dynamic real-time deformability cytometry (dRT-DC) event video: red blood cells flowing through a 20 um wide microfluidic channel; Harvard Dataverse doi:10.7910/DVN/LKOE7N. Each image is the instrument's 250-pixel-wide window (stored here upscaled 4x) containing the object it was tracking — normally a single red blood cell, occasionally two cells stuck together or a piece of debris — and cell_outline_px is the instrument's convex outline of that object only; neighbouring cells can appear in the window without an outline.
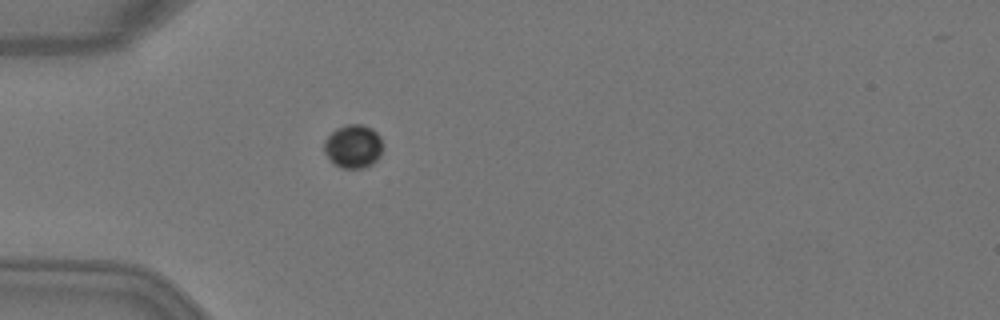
{"species": "Egyptian fruit bat (a non-hibernating species)", "species_latin": "Rousettus aegyptiacus", "temperature_condition": "warm", "stored_images_in_passage": 5, "camera_frame_rate_fps": 3000, "um_per_image_px": 0.085, "animal": {"sex": "female"}, "frame": {"image": 1, "passage_image": 5, "time_ms": 1.333, "image_size_px": [1000, 320], "cell_outline_px": [[380, 156], [372, 164], [364, 168], [340, 168], [324, 152], [324, 140], [336, 128], [348, 124], [360, 124], [372, 128], [380, 136]], "centroid_in_image_um": [30.01, 12.43], "position_along_channel_um": 55.0, "area_um2": 14.62}}